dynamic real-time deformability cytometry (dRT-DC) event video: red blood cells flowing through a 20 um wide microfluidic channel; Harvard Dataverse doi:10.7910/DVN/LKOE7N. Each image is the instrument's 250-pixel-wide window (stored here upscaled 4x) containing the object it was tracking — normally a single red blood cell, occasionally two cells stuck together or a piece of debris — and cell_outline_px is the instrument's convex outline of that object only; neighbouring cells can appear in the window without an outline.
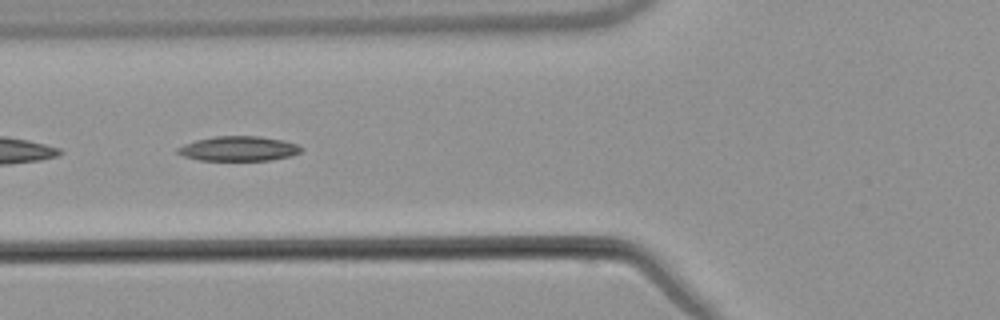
{"species": "common noctule bat (a hibernating species)", "species_latin": "Nyctalus noctula", "temperature_condition": "warm", "stored_images_in_passage": 8, "camera_frame_rate_fps": 3000, "um_per_image_px": 0.085, "animal": {"sex": "male", "body_mass_g": 21.5, "forearm_length_mm": 52.0}, "frame": {"image": 1, "passage_image": 6, "time_ms": 6.0, "image_size_px": [1000, 320], "cell_outline_px": [[304, 148], [300, 152], [292, 156], [272, 160], [200, 160], [184, 156], [176, 152], [176, 148], [184, 144], [196, 140], [216, 136], [260, 136], [284, 140], [296, 144]], "centroid_in_image_um": [20.31, 12.63], "position_along_channel_um": 105.5, "area_um2": 17.86}}
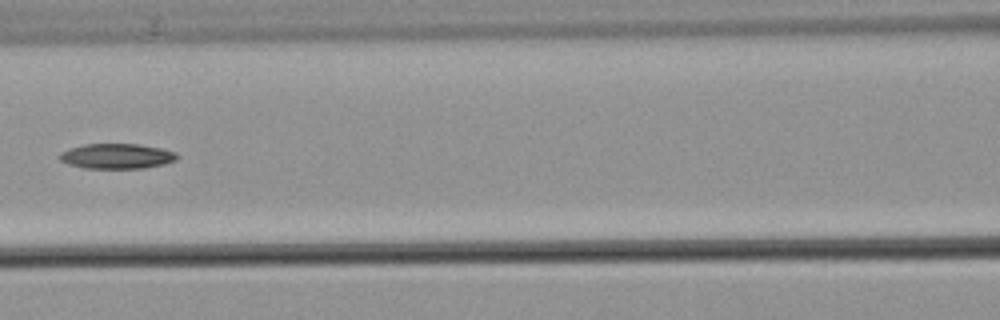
{"frame": {"image": 2, "passage_image": 7, "time_ms": 7.333, "image_size_px": [1000, 320], "cell_outline_px": [[180, 156], [176, 160], [164, 164], [144, 168], [84, 168], [68, 164], [60, 160], [56, 156], [60, 152], [68, 148], [84, 144], [140, 144], [160, 148], [176, 152]], "centroid_in_image_um": [9.9, 13.27], "position_along_channel_um": 156.7, "area_um2": 17.4}}